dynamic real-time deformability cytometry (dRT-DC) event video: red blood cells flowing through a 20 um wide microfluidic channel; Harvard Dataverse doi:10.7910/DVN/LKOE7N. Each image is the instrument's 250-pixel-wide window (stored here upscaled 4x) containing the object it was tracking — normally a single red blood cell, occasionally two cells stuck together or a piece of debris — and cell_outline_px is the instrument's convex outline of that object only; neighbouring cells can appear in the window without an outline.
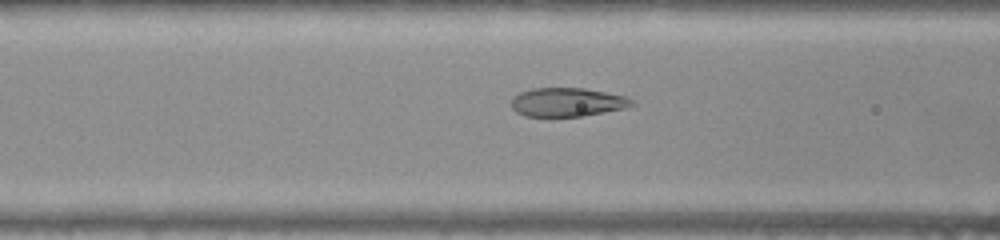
{"species": "common noctule bat (a hibernating species)", "species_latin": "Nyctalus noctula", "temperature_condition": "warm", "stored_images_in_passage": 45, "camera_frame_rate_fps": 3000, "um_per_image_px": 0.085, "animal": {"sex": "female", "body_mass_g": 22.0, "forearm_length_mm": 56.7}, "frame": {"image": 1, "passage_image": 14, "time_ms": 4.333, "image_size_px": [1000, 240], "cell_outline_px": [[636, 104], [628, 108], [584, 116], [524, 116], [516, 112], [512, 108], [512, 96], [520, 92], [532, 88], [584, 88], [624, 96], [632, 100]], "centroid_in_image_um": [48.22, 8.69], "position_along_channel_um": 118.4, "area_um2": 20.29}}
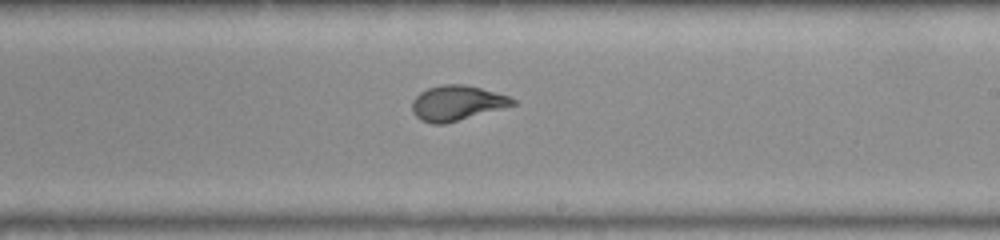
{"frame": {"image": 2, "passage_image": 24, "time_ms": 7.667, "image_size_px": [1000, 240], "cell_outline_px": [[516, 104], [444, 124], [432, 124], [420, 120], [412, 112], [412, 100], [420, 92], [428, 88], [440, 84], [464, 84], [480, 88], [508, 96], [516, 100]], "centroid_in_image_um": [38.78, 8.75], "position_along_channel_um": 250.2, "area_um2": 20.35}}
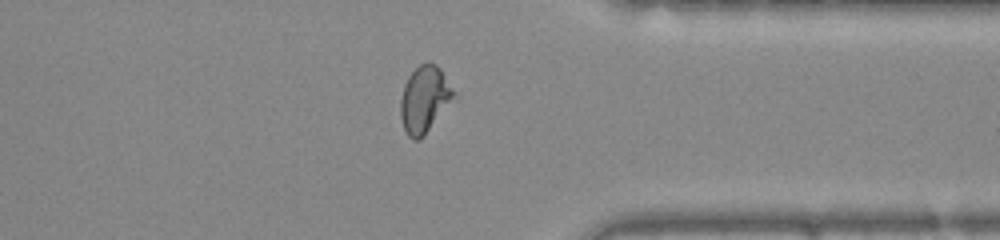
{"frame": {"image": 3, "passage_image": 34, "time_ms": 11.0, "image_size_px": [1000, 240], "cell_outline_px": [[460, 96], [424, 136], [420, 140], [412, 140], [408, 136], [404, 128], [400, 116], [400, 100], [404, 84], [408, 76], [420, 64], [428, 60], [436, 64], [440, 68]], "centroid_in_image_um": [36.15, 8.44], "position_along_channel_um": 375.2, "area_um2": 21.62}, "authors_computed_cell_mechanics": {"area_um2": 20.7502, "velocity_mm_per_s": 3.9654, "shape_relaxation_time_tau1_ms": 6.9849, "shape_relaxation_time_tau2_ms": null, "deformation_change_tau1": 0.2437, "deformation_change_tau2": null}}